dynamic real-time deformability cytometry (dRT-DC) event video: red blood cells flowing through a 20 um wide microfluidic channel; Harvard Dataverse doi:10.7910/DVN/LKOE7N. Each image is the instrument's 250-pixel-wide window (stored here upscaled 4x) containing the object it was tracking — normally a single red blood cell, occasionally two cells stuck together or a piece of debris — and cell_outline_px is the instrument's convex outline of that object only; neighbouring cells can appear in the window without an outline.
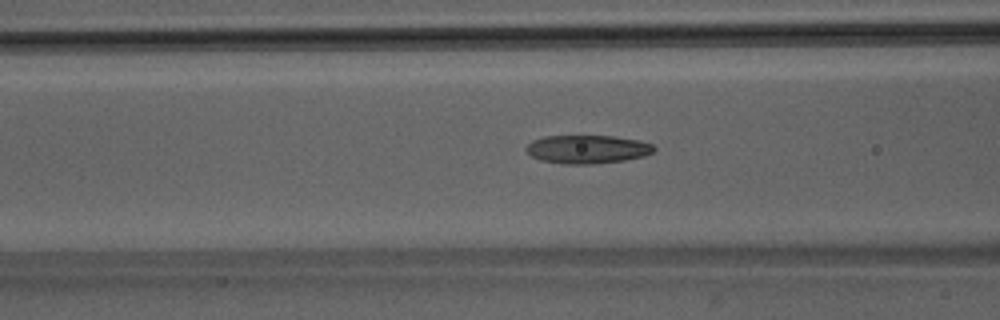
{"species": "Egyptian fruit bat (a non-hibernating species)", "species_latin": "Rousettus aegyptiacus", "temperature_condition": "room temperature", "stored_images_in_passage": 41, "camera_frame_rate_fps": 3000, "um_per_image_px": 0.085, "animal": {"sex": "male"}, "frame": {"image": 1, "passage_image": 11, "time_ms": 3.333, "image_size_px": [1000, 320], "cell_outline_px": [[656, 148], [652, 152], [644, 156], [624, 160], [596, 164], [560, 164], [540, 160], [532, 156], [524, 148], [532, 140], [544, 136], [616, 136], [640, 140], [652, 144]], "centroid_in_image_um": [49.92, 12.69], "position_along_channel_um": 116.7, "area_um2": 21.33}}
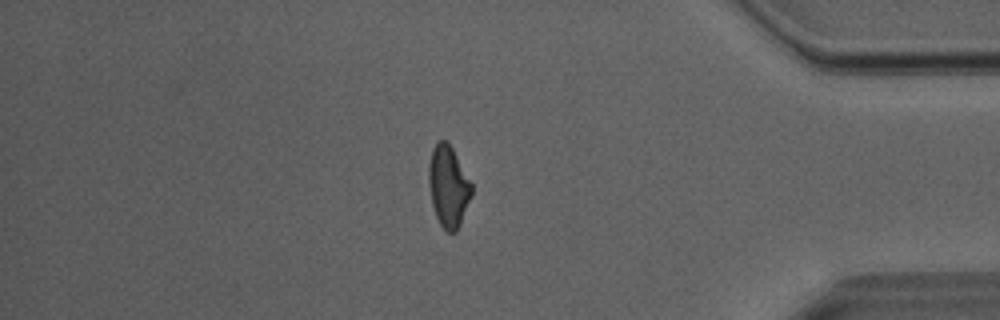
{"frame": {"image": 2, "passage_image": 34, "time_ms": 11.0, "image_size_px": [1000, 320], "cell_outline_px": [[472, 196], [460, 224], [456, 232], [448, 232], [440, 224], [436, 216], [432, 204], [428, 180], [428, 164], [432, 148], [440, 140], [448, 140], [472, 184]], "centroid_in_image_um": [38.1, 15.82], "position_along_channel_um": 397.1, "area_um2": 20.35}}
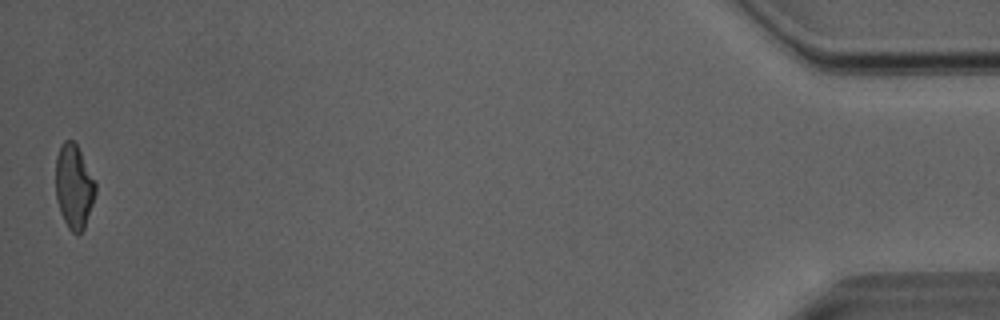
{"frame": {"image": 3, "passage_image": 41, "time_ms": 13.333, "image_size_px": [1000, 320], "cell_outline_px": [[96, 192], [84, 228], [76, 236], [68, 228], [60, 212], [56, 200], [56, 156], [60, 144], [64, 140], [72, 140], [76, 144], [96, 184]], "centroid_in_image_um": [6.26, 15.86], "position_along_channel_um": 428.9, "area_um2": 19.36}, "authors_computed_cell_mechanics": {"area_um2": 20.519, "velocity_mm_per_s": 4.0641, "shape_relaxation_time_tau1_ms": 7.0722, "shape_relaxation_time_tau2_ms": 2.3986, "deformation_change_tau1": 0.2034, "deformation_change_tau2": 0.1002}}